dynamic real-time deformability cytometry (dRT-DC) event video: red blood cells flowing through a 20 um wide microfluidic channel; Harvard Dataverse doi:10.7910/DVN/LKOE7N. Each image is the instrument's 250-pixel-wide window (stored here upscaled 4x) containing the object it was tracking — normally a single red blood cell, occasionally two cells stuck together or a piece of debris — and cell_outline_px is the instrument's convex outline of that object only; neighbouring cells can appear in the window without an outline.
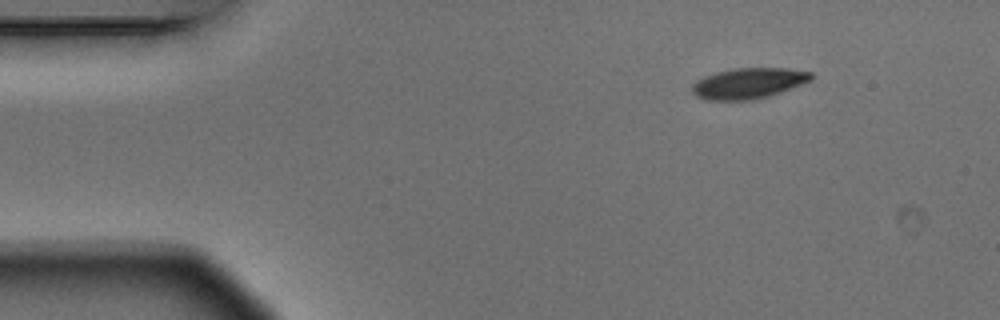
{"species": "Egyptian fruit bat (a non-hibernating species)", "species_latin": "Rousettus aegyptiacus", "temperature_condition": "warm", "stored_images_in_passage": 8, "camera_frame_rate_fps": 3000, "um_per_image_px": 0.085, "animal": {"sex": "male"}, "frame": {"image": 1, "passage_image": 1, "time_ms": 0.0, "image_size_px": [1000, 320], "cell_outline_px": [[812, 80], [792, 88], [768, 96], [752, 100], [704, 100], [696, 96], [692, 92], [692, 84], [696, 80], [704, 76], [716, 72], [732, 68], [788, 68], [812, 72]], "centroid_in_image_um": [63.6, 7.07], "position_along_channel_um": 21.4, "area_um2": 21.44}}
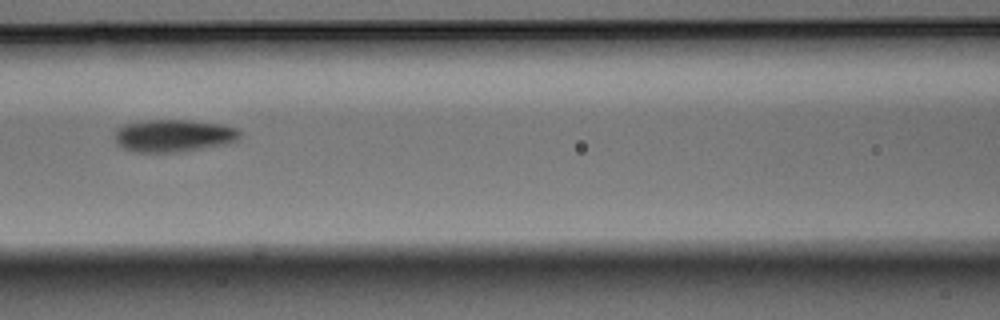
{"frame": {"image": 2, "passage_image": 6, "time_ms": 1.667, "image_size_px": [1000, 320], "cell_outline_px": [[240, 136], [236, 140], [228, 144], [180, 152], [136, 152], [124, 148], [116, 144], [116, 128], [124, 124], [148, 120], [188, 120], [220, 124], [236, 128], [240, 132]], "centroid_in_image_um": [14.75, 11.53], "position_along_channel_um": 151.8, "area_um2": 23.64}}
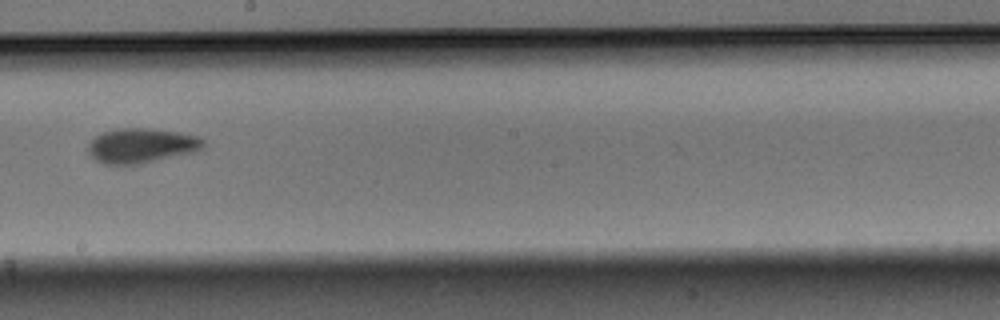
{"frame": {"image": 3, "passage_image": 8, "time_ms": 2.333, "image_size_px": [1000, 320], "cell_outline_px": [[204, 144], [196, 152], [140, 164], [104, 164], [96, 160], [88, 152], [88, 144], [96, 136], [104, 132], [120, 128], [152, 128], [200, 136], [204, 140]], "centroid_in_image_um": [12.04, 12.38], "position_along_channel_um": 236.2, "area_um2": 23.29}}